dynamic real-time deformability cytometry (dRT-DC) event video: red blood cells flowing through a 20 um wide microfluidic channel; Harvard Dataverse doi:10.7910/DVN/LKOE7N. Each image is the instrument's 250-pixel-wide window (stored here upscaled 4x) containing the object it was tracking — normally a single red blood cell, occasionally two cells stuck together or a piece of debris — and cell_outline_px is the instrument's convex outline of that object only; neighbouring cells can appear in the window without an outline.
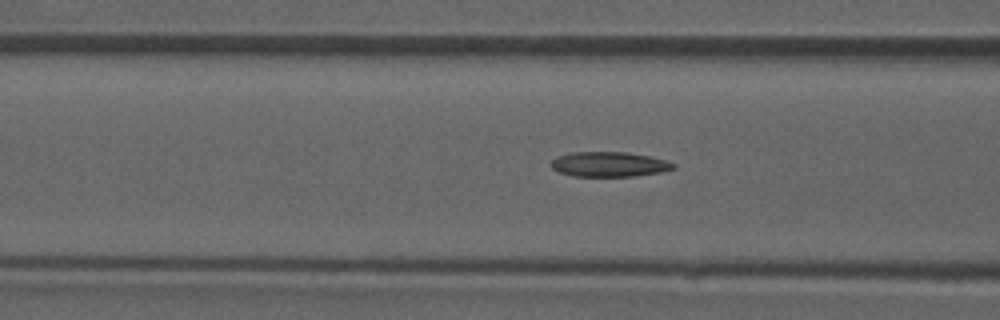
{"species": "common noctule bat (a hibernating species)", "species_latin": "Nyctalus noctula", "temperature_condition": "room temperature", "stored_images_in_passage": 40, "camera_frame_rate_fps": 3000, "um_per_image_px": 0.085, "animal": {"sex": "male", "forearm_length_mm": 52.5}, "frame": {"image": 1, "passage_image": 12, "time_ms": 3.667, "image_size_px": [1000, 320], "cell_outline_px": [[676, 168], [660, 172], [632, 176], [572, 176], [560, 172], [552, 168], [548, 164], [556, 156], [568, 152], [628, 152], [652, 156], [668, 160], [676, 164]], "centroid_in_image_um": [51.77, 13.95], "position_along_channel_um": 114.8, "area_um2": 18.03}}